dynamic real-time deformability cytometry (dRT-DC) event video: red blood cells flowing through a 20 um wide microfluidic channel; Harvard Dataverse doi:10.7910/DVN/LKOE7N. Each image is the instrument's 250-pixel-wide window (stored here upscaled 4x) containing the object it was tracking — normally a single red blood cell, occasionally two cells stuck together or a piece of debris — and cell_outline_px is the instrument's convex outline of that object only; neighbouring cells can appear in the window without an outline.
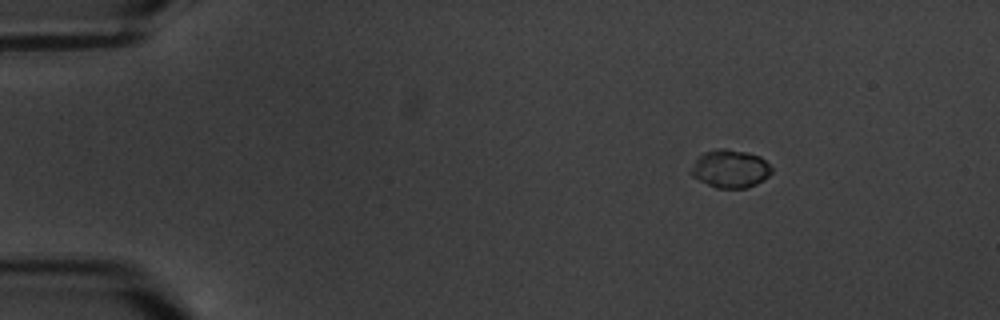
{"species": "common noctule bat (a hibernating species)", "species_latin": "Nyctalus noctula", "temperature_condition": "warm", "stored_images_in_passage": 6, "segment_of_instrument_passage": [2, 2], "camera_frame_rate_fps": 3000, "um_per_image_px": 0.085, "animal": {"sex": "male", "body_mass_g": 20.1, "forearm_length_mm": 53.5}, "frame": {"image": 1, "passage_image": 6, "time_ms": 6.667, "image_size_px": [1000, 320], "cell_outline_px": [[772, 172], [764, 180], [756, 184], [744, 188], [716, 188], [692, 176], [688, 172], [696, 156], [704, 152], [720, 148], [724, 148], [748, 152], [760, 156], [772, 168]], "centroid_in_image_um": [62.03, 14.33], "position_along_channel_um": 23.0, "area_um2": 18.03}}